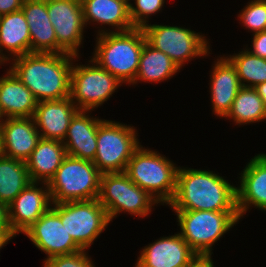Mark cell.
Returning <instances> with one entry per match:
<instances>
[{
  "label": "cell",
  "instance_id": "obj_1",
  "mask_svg": "<svg viewBox=\"0 0 266 267\" xmlns=\"http://www.w3.org/2000/svg\"><path fill=\"white\" fill-rule=\"evenodd\" d=\"M68 53H28L13 58L10 70L32 92L37 102L70 96L72 61Z\"/></svg>",
  "mask_w": 266,
  "mask_h": 267
},
{
  "label": "cell",
  "instance_id": "obj_2",
  "mask_svg": "<svg viewBox=\"0 0 266 267\" xmlns=\"http://www.w3.org/2000/svg\"><path fill=\"white\" fill-rule=\"evenodd\" d=\"M212 171L180 168L172 210L238 211L234 185Z\"/></svg>",
  "mask_w": 266,
  "mask_h": 267
},
{
  "label": "cell",
  "instance_id": "obj_3",
  "mask_svg": "<svg viewBox=\"0 0 266 267\" xmlns=\"http://www.w3.org/2000/svg\"><path fill=\"white\" fill-rule=\"evenodd\" d=\"M100 30L91 60L113 74L121 83L132 84L138 73L140 54L146 42L143 29L135 27L124 32Z\"/></svg>",
  "mask_w": 266,
  "mask_h": 267
},
{
  "label": "cell",
  "instance_id": "obj_4",
  "mask_svg": "<svg viewBox=\"0 0 266 267\" xmlns=\"http://www.w3.org/2000/svg\"><path fill=\"white\" fill-rule=\"evenodd\" d=\"M178 169L165 156L140 145L129 160L125 173L158 203L169 204L176 191Z\"/></svg>",
  "mask_w": 266,
  "mask_h": 267
},
{
  "label": "cell",
  "instance_id": "obj_5",
  "mask_svg": "<svg viewBox=\"0 0 266 267\" xmlns=\"http://www.w3.org/2000/svg\"><path fill=\"white\" fill-rule=\"evenodd\" d=\"M174 211L179 234L202 258H211L213 244L241 219L238 211Z\"/></svg>",
  "mask_w": 266,
  "mask_h": 267
},
{
  "label": "cell",
  "instance_id": "obj_6",
  "mask_svg": "<svg viewBox=\"0 0 266 267\" xmlns=\"http://www.w3.org/2000/svg\"><path fill=\"white\" fill-rule=\"evenodd\" d=\"M101 174L92 161L67 155L47 183L52 203L98 198Z\"/></svg>",
  "mask_w": 266,
  "mask_h": 267
},
{
  "label": "cell",
  "instance_id": "obj_7",
  "mask_svg": "<svg viewBox=\"0 0 266 267\" xmlns=\"http://www.w3.org/2000/svg\"><path fill=\"white\" fill-rule=\"evenodd\" d=\"M99 203L107 211L110 221L124 211L145 217L158 202L132 182L125 172L103 173L100 178Z\"/></svg>",
  "mask_w": 266,
  "mask_h": 267
},
{
  "label": "cell",
  "instance_id": "obj_8",
  "mask_svg": "<svg viewBox=\"0 0 266 267\" xmlns=\"http://www.w3.org/2000/svg\"><path fill=\"white\" fill-rule=\"evenodd\" d=\"M134 126L103 119L97 130V150L93 164L103 173L125 172L140 146Z\"/></svg>",
  "mask_w": 266,
  "mask_h": 267
},
{
  "label": "cell",
  "instance_id": "obj_9",
  "mask_svg": "<svg viewBox=\"0 0 266 267\" xmlns=\"http://www.w3.org/2000/svg\"><path fill=\"white\" fill-rule=\"evenodd\" d=\"M52 204L51 208L60 216L68 234L84 250L90 248L110 223L107 211L98 198Z\"/></svg>",
  "mask_w": 266,
  "mask_h": 267
},
{
  "label": "cell",
  "instance_id": "obj_10",
  "mask_svg": "<svg viewBox=\"0 0 266 267\" xmlns=\"http://www.w3.org/2000/svg\"><path fill=\"white\" fill-rule=\"evenodd\" d=\"M142 29L146 41L170 57L179 69L192 58L210 54L207 39L190 29L148 23Z\"/></svg>",
  "mask_w": 266,
  "mask_h": 267
},
{
  "label": "cell",
  "instance_id": "obj_11",
  "mask_svg": "<svg viewBox=\"0 0 266 267\" xmlns=\"http://www.w3.org/2000/svg\"><path fill=\"white\" fill-rule=\"evenodd\" d=\"M91 65H73L70 79V99L79 110L91 111L101 106L119 88L121 82L92 60Z\"/></svg>",
  "mask_w": 266,
  "mask_h": 267
},
{
  "label": "cell",
  "instance_id": "obj_12",
  "mask_svg": "<svg viewBox=\"0 0 266 267\" xmlns=\"http://www.w3.org/2000/svg\"><path fill=\"white\" fill-rule=\"evenodd\" d=\"M47 12L58 42V54L78 57L85 27L81 0H49Z\"/></svg>",
  "mask_w": 266,
  "mask_h": 267
},
{
  "label": "cell",
  "instance_id": "obj_13",
  "mask_svg": "<svg viewBox=\"0 0 266 267\" xmlns=\"http://www.w3.org/2000/svg\"><path fill=\"white\" fill-rule=\"evenodd\" d=\"M24 234L49 259L83 250L70 236L60 216L50 208Z\"/></svg>",
  "mask_w": 266,
  "mask_h": 267
},
{
  "label": "cell",
  "instance_id": "obj_14",
  "mask_svg": "<svg viewBox=\"0 0 266 267\" xmlns=\"http://www.w3.org/2000/svg\"><path fill=\"white\" fill-rule=\"evenodd\" d=\"M38 182H30L7 207L10 229L16 236L24 233L52 206L48 184L38 188Z\"/></svg>",
  "mask_w": 266,
  "mask_h": 267
},
{
  "label": "cell",
  "instance_id": "obj_15",
  "mask_svg": "<svg viewBox=\"0 0 266 267\" xmlns=\"http://www.w3.org/2000/svg\"><path fill=\"white\" fill-rule=\"evenodd\" d=\"M199 258L178 233L145 246L135 267H191Z\"/></svg>",
  "mask_w": 266,
  "mask_h": 267
},
{
  "label": "cell",
  "instance_id": "obj_16",
  "mask_svg": "<svg viewBox=\"0 0 266 267\" xmlns=\"http://www.w3.org/2000/svg\"><path fill=\"white\" fill-rule=\"evenodd\" d=\"M2 155L23 162L40 139L33 117L6 118L0 125Z\"/></svg>",
  "mask_w": 266,
  "mask_h": 267
},
{
  "label": "cell",
  "instance_id": "obj_17",
  "mask_svg": "<svg viewBox=\"0 0 266 267\" xmlns=\"http://www.w3.org/2000/svg\"><path fill=\"white\" fill-rule=\"evenodd\" d=\"M78 111L70 97L37 102L33 120L40 138L63 142L70 121Z\"/></svg>",
  "mask_w": 266,
  "mask_h": 267
},
{
  "label": "cell",
  "instance_id": "obj_18",
  "mask_svg": "<svg viewBox=\"0 0 266 267\" xmlns=\"http://www.w3.org/2000/svg\"><path fill=\"white\" fill-rule=\"evenodd\" d=\"M242 172L240 186L236 187L240 218L252 205L266 211V154L255 155Z\"/></svg>",
  "mask_w": 266,
  "mask_h": 267
},
{
  "label": "cell",
  "instance_id": "obj_19",
  "mask_svg": "<svg viewBox=\"0 0 266 267\" xmlns=\"http://www.w3.org/2000/svg\"><path fill=\"white\" fill-rule=\"evenodd\" d=\"M88 112L91 111L79 110L74 115L62 143L67 155L93 161L97 150V130L103 120L86 115Z\"/></svg>",
  "mask_w": 266,
  "mask_h": 267
},
{
  "label": "cell",
  "instance_id": "obj_20",
  "mask_svg": "<svg viewBox=\"0 0 266 267\" xmlns=\"http://www.w3.org/2000/svg\"><path fill=\"white\" fill-rule=\"evenodd\" d=\"M21 10L29 27L31 53L58 54V42L47 12V1L24 0Z\"/></svg>",
  "mask_w": 266,
  "mask_h": 267
},
{
  "label": "cell",
  "instance_id": "obj_21",
  "mask_svg": "<svg viewBox=\"0 0 266 267\" xmlns=\"http://www.w3.org/2000/svg\"><path fill=\"white\" fill-rule=\"evenodd\" d=\"M210 79L213 112L223 118L230 111L233 101L242 86L235 67L226 57H220L214 63Z\"/></svg>",
  "mask_w": 266,
  "mask_h": 267
},
{
  "label": "cell",
  "instance_id": "obj_22",
  "mask_svg": "<svg viewBox=\"0 0 266 267\" xmlns=\"http://www.w3.org/2000/svg\"><path fill=\"white\" fill-rule=\"evenodd\" d=\"M37 100L9 69L0 77V110L6 118L33 117Z\"/></svg>",
  "mask_w": 266,
  "mask_h": 267
},
{
  "label": "cell",
  "instance_id": "obj_23",
  "mask_svg": "<svg viewBox=\"0 0 266 267\" xmlns=\"http://www.w3.org/2000/svg\"><path fill=\"white\" fill-rule=\"evenodd\" d=\"M66 156V148L61 141L40 138L25 162L31 182L48 183Z\"/></svg>",
  "mask_w": 266,
  "mask_h": 267
},
{
  "label": "cell",
  "instance_id": "obj_24",
  "mask_svg": "<svg viewBox=\"0 0 266 267\" xmlns=\"http://www.w3.org/2000/svg\"><path fill=\"white\" fill-rule=\"evenodd\" d=\"M84 23L114 26L117 32L135 28L129 15V3L126 0H81Z\"/></svg>",
  "mask_w": 266,
  "mask_h": 267
},
{
  "label": "cell",
  "instance_id": "obj_25",
  "mask_svg": "<svg viewBox=\"0 0 266 267\" xmlns=\"http://www.w3.org/2000/svg\"><path fill=\"white\" fill-rule=\"evenodd\" d=\"M3 50L12 58L31 53L29 27L22 10L0 16V54L11 60Z\"/></svg>",
  "mask_w": 266,
  "mask_h": 267
},
{
  "label": "cell",
  "instance_id": "obj_26",
  "mask_svg": "<svg viewBox=\"0 0 266 267\" xmlns=\"http://www.w3.org/2000/svg\"><path fill=\"white\" fill-rule=\"evenodd\" d=\"M179 70L170 57L146 41L140 54L138 73L132 84H137L139 80L151 83L162 82L171 78Z\"/></svg>",
  "mask_w": 266,
  "mask_h": 267
},
{
  "label": "cell",
  "instance_id": "obj_27",
  "mask_svg": "<svg viewBox=\"0 0 266 267\" xmlns=\"http://www.w3.org/2000/svg\"><path fill=\"white\" fill-rule=\"evenodd\" d=\"M31 182L26 163L0 155V202L7 207Z\"/></svg>",
  "mask_w": 266,
  "mask_h": 267
},
{
  "label": "cell",
  "instance_id": "obj_28",
  "mask_svg": "<svg viewBox=\"0 0 266 267\" xmlns=\"http://www.w3.org/2000/svg\"><path fill=\"white\" fill-rule=\"evenodd\" d=\"M231 118L235 125L255 123L266 119V107L257 90L253 87H241L224 118Z\"/></svg>",
  "mask_w": 266,
  "mask_h": 267
},
{
  "label": "cell",
  "instance_id": "obj_29",
  "mask_svg": "<svg viewBox=\"0 0 266 267\" xmlns=\"http://www.w3.org/2000/svg\"><path fill=\"white\" fill-rule=\"evenodd\" d=\"M226 58L235 67L242 87L254 88L258 84L266 82V59L252 54L247 48Z\"/></svg>",
  "mask_w": 266,
  "mask_h": 267
},
{
  "label": "cell",
  "instance_id": "obj_30",
  "mask_svg": "<svg viewBox=\"0 0 266 267\" xmlns=\"http://www.w3.org/2000/svg\"><path fill=\"white\" fill-rule=\"evenodd\" d=\"M238 15L243 26L254 33L266 31V0H252Z\"/></svg>",
  "mask_w": 266,
  "mask_h": 267
},
{
  "label": "cell",
  "instance_id": "obj_31",
  "mask_svg": "<svg viewBox=\"0 0 266 267\" xmlns=\"http://www.w3.org/2000/svg\"><path fill=\"white\" fill-rule=\"evenodd\" d=\"M164 3V0H135L136 7L129 3V15L133 26L143 28L148 22L149 15L159 12Z\"/></svg>",
  "mask_w": 266,
  "mask_h": 267
},
{
  "label": "cell",
  "instance_id": "obj_32",
  "mask_svg": "<svg viewBox=\"0 0 266 267\" xmlns=\"http://www.w3.org/2000/svg\"><path fill=\"white\" fill-rule=\"evenodd\" d=\"M86 250L45 259L44 267H95Z\"/></svg>",
  "mask_w": 266,
  "mask_h": 267
},
{
  "label": "cell",
  "instance_id": "obj_33",
  "mask_svg": "<svg viewBox=\"0 0 266 267\" xmlns=\"http://www.w3.org/2000/svg\"><path fill=\"white\" fill-rule=\"evenodd\" d=\"M252 39L253 50H248H250L252 54L266 59V31L254 33Z\"/></svg>",
  "mask_w": 266,
  "mask_h": 267
},
{
  "label": "cell",
  "instance_id": "obj_34",
  "mask_svg": "<svg viewBox=\"0 0 266 267\" xmlns=\"http://www.w3.org/2000/svg\"><path fill=\"white\" fill-rule=\"evenodd\" d=\"M24 0H0V16L21 10Z\"/></svg>",
  "mask_w": 266,
  "mask_h": 267
},
{
  "label": "cell",
  "instance_id": "obj_35",
  "mask_svg": "<svg viewBox=\"0 0 266 267\" xmlns=\"http://www.w3.org/2000/svg\"><path fill=\"white\" fill-rule=\"evenodd\" d=\"M0 233H13L8 222L7 206L0 202Z\"/></svg>",
  "mask_w": 266,
  "mask_h": 267
},
{
  "label": "cell",
  "instance_id": "obj_36",
  "mask_svg": "<svg viewBox=\"0 0 266 267\" xmlns=\"http://www.w3.org/2000/svg\"><path fill=\"white\" fill-rule=\"evenodd\" d=\"M191 267H214L211 258L200 257Z\"/></svg>",
  "mask_w": 266,
  "mask_h": 267
},
{
  "label": "cell",
  "instance_id": "obj_37",
  "mask_svg": "<svg viewBox=\"0 0 266 267\" xmlns=\"http://www.w3.org/2000/svg\"><path fill=\"white\" fill-rule=\"evenodd\" d=\"M254 88L257 90L258 95L262 98L266 107V82L260 83Z\"/></svg>",
  "mask_w": 266,
  "mask_h": 267
},
{
  "label": "cell",
  "instance_id": "obj_38",
  "mask_svg": "<svg viewBox=\"0 0 266 267\" xmlns=\"http://www.w3.org/2000/svg\"><path fill=\"white\" fill-rule=\"evenodd\" d=\"M13 237H15L14 233H0V249Z\"/></svg>",
  "mask_w": 266,
  "mask_h": 267
},
{
  "label": "cell",
  "instance_id": "obj_39",
  "mask_svg": "<svg viewBox=\"0 0 266 267\" xmlns=\"http://www.w3.org/2000/svg\"><path fill=\"white\" fill-rule=\"evenodd\" d=\"M4 62L7 63V60L0 54V65L4 64Z\"/></svg>",
  "mask_w": 266,
  "mask_h": 267
},
{
  "label": "cell",
  "instance_id": "obj_40",
  "mask_svg": "<svg viewBox=\"0 0 266 267\" xmlns=\"http://www.w3.org/2000/svg\"><path fill=\"white\" fill-rule=\"evenodd\" d=\"M3 114H2V112H1V110H0V125L2 124V122L4 121V119H3Z\"/></svg>",
  "mask_w": 266,
  "mask_h": 267
},
{
  "label": "cell",
  "instance_id": "obj_41",
  "mask_svg": "<svg viewBox=\"0 0 266 267\" xmlns=\"http://www.w3.org/2000/svg\"><path fill=\"white\" fill-rule=\"evenodd\" d=\"M2 154V148H1V133H0V155Z\"/></svg>",
  "mask_w": 266,
  "mask_h": 267
}]
</instances>
